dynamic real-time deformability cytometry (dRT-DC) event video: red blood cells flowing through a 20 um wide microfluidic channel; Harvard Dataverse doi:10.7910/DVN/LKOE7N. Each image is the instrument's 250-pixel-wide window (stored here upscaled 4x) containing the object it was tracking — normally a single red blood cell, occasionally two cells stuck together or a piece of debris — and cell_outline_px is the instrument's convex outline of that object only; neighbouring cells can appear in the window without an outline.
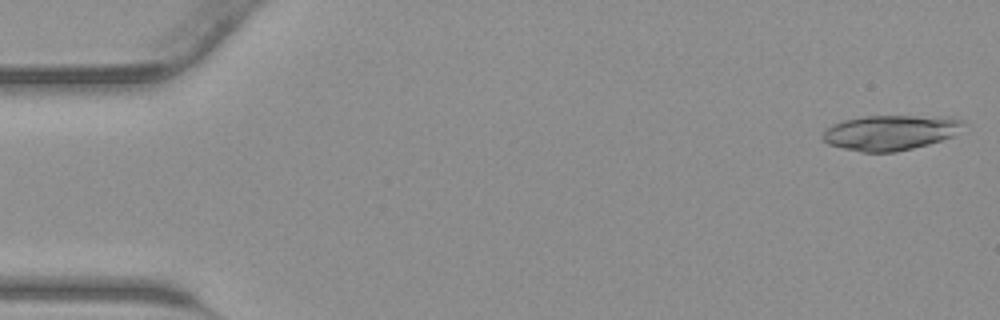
{"species": "common noctule bat (a hibernating species)", "species_latin": "Nyctalus noctula", "temperature_condition": "warm", "stored_images_in_passage": 11, "camera_frame_rate_fps": 3000, "um_per_image_px": 0.085, "animal": {"sex": "male", "body_mass_g": 23.1, "forearm_length_mm": 52.7}, "frame": {"image": 1, "passage_image": 1, "time_ms": 0.0, "image_size_px": [1000, 320], "cell_outline_px": [[968, 124], [952, 136], [928, 144], [896, 152], [860, 152], [828, 144], [820, 136], [832, 124], [844, 120], [864, 116], [948, 116], [964, 120]], "centroid_in_image_um": [75.72, 11.25], "position_along_channel_um": 9.3, "area_um2": 28.9}}